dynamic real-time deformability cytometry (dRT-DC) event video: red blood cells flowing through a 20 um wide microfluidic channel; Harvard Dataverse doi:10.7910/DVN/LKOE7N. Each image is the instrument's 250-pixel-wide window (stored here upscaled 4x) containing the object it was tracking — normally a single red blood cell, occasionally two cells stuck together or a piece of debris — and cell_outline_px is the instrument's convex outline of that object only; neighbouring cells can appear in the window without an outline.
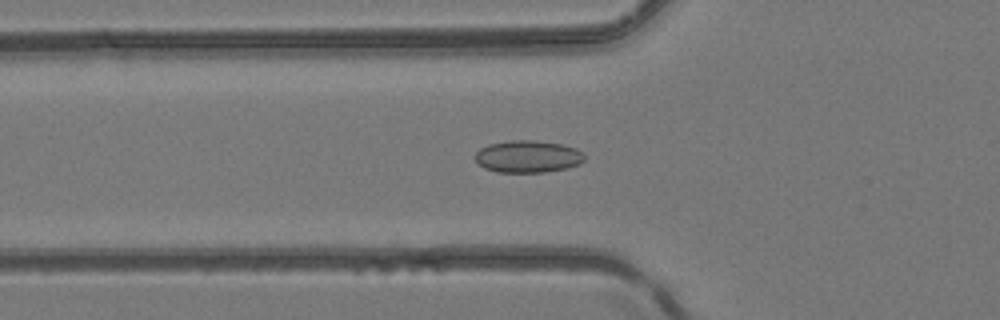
{"species": "common noctule bat (a hibernating species)", "species_latin": "Nyctalus noctula", "temperature_condition": "room temperature", "stored_images_in_passage": 49, "camera_frame_rate_fps": 3000, "um_per_image_px": 0.085, "animal": {"sex": "female", "body_mass_g": 24.6, "forearm_length_mm": 56.2}, "frame": {"image": 1, "passage_image": 18, "time_ms": 5.667, "image_size_px": [1000, 320], "cell_outline_px": [[584, 160], [580, 164], [568, 168], [544, 172], [496, 172], [484, 168], [476, 160], [476, 152], [480, 148], [488, 144], [508, 140], [536, 140], [560, 144], [576, 148], [584, 156]], "centroid_in_image_um": [44.86, 13.3], "position_along_channel_um": 80.9, "area_um2": 20.52}}
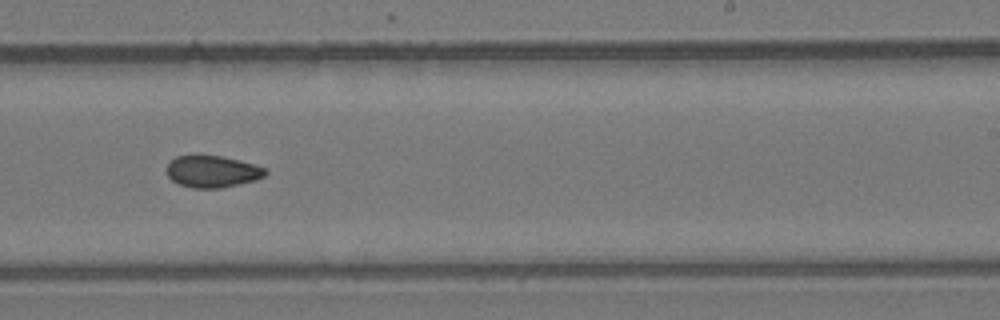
{"frame": {"image": 2, "passage_image": 31, "time_ms": 10.0, "image_size_px": [1000, 320], "cell_outline_px": [[268, 172], [264, 176], [256, 180], [220, 188], [192, 188], [180, 184], [172, 180], [168, 176], [168, 164], [176, 156], [196, 152], [220, 156], [240, 160], [264, 168]], "centroid_in_image_um": [18.02, 14.54], "position_along_channel_um": 271.0, "area_um2": 18.61}}
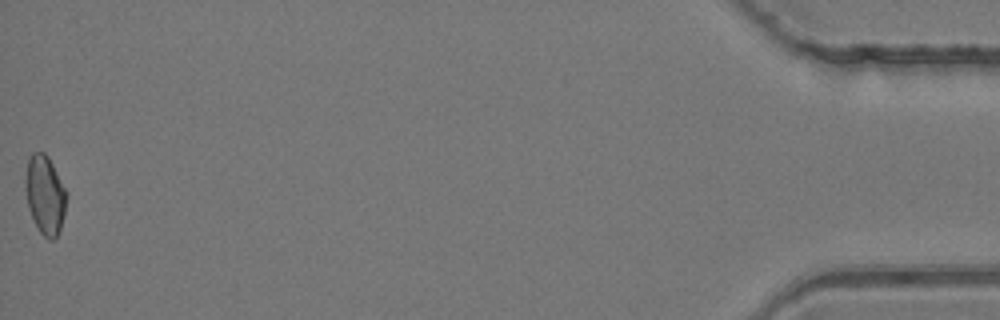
{"frame": {"image": 3, "passage_image": 49, "time_ms": 16.0, "image_size_px": [1000, 320], "cell_outline_px": [[68, 196], [60, 232], [52, 240], [48, 240], [40, 232], [28, 208], [24, 180], [28, 156], [32, 152], [44, 152], [48, 156], [68, 192]], "centroid_in_image_um": [3.83, 16.53], "position_along_channel_um": 431.4, "area_um2": 19.19}}